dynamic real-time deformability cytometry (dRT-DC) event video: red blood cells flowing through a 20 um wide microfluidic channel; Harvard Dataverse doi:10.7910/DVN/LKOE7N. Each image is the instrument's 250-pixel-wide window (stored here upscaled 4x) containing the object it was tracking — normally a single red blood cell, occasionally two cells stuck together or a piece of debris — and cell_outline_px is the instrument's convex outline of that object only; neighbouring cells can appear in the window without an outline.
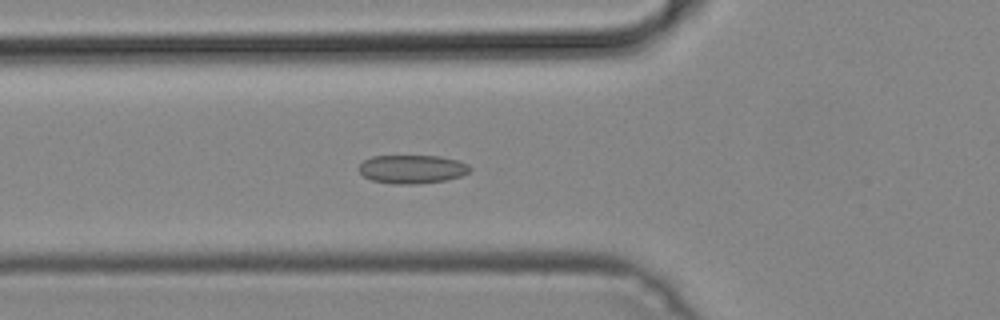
{"species": "common noctule bat (a hibernating species)", "species_latin": "Nyctalus noctula", "temperature_condition": "cold", "stored_images_in_passage": 50, "camera_frame_rate_fps": 3000, "um_per_image_px": 0.085, "animal": {"sex": "male", "body_mass_g": 19.2, "forearm_length_mm": 51.8}, "frame": {"image": 1, "passage_image": 18, "time_ms": 5.667, "image_size_px": [1000, 320], "cell_outline_px": [[472, 168], [468, 172], [460, 176], [444, 180], [416, 184], [392, 184], [372, 180], [364, 176], [360, 172], [360, 164], [364, 160], [372, 156], [440, 156], [456, 160], [468, 164]], "centroid_in_image_um": [35.02, 14.38], "position_along_channel_um": 90.8, "area_um2": 18.32}}
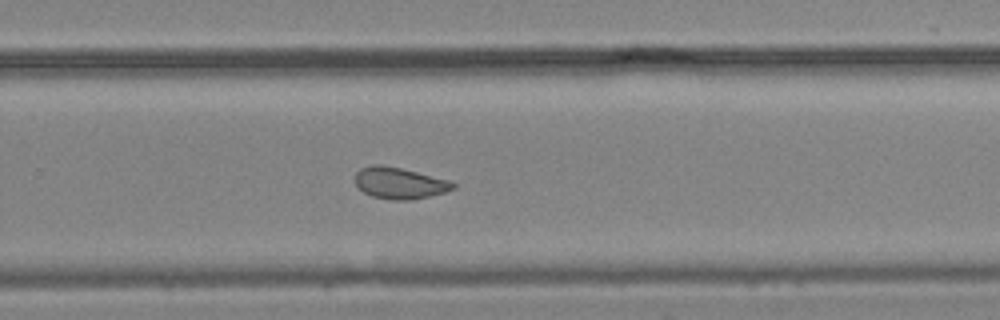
{"frame": {"image": 2, "passage_image": 33, "time_ms": 10.667, "image_size_px": [1000, 320], "cell_outline_px": [[456, 188], [444, 192], [412, 200], [388, 200], [372, 196], [364, 192], [356, 184], [356, 172], [360, 168], [372, 164], [384, 164], [448, 180], [456, 184]], "centroid_in_image_um": [33.94, 15.56], "position_along_channel_um": 295.9, "area_um2": 17.86}}
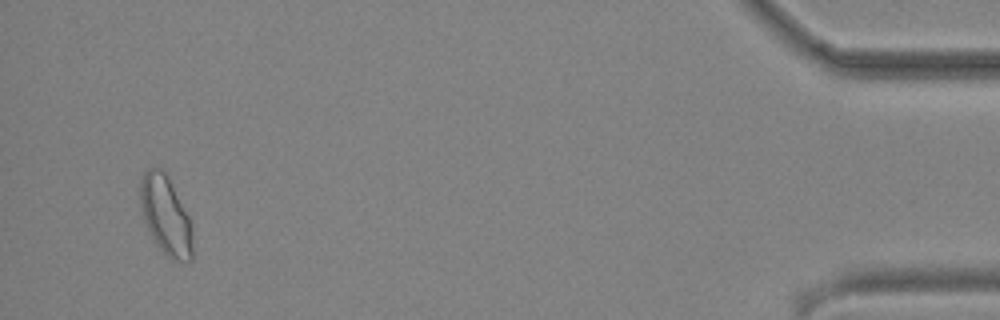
{"frame": {"image": 3, "passage_image": 48, "time_ms": 15.667, "image_size_px": [1000, 320], "cell_outline_px": [[192, 260], [172, 260], [156, 244], [144, 220], [140, 204], [140, 180], [144, 172], [148, 168], [164, 168], [188, 216], [192, 228]], "centroid_in_image_um": [14.07, 18.27], "position_along_channel_um": 421.1, "area_um2": 23.81}}